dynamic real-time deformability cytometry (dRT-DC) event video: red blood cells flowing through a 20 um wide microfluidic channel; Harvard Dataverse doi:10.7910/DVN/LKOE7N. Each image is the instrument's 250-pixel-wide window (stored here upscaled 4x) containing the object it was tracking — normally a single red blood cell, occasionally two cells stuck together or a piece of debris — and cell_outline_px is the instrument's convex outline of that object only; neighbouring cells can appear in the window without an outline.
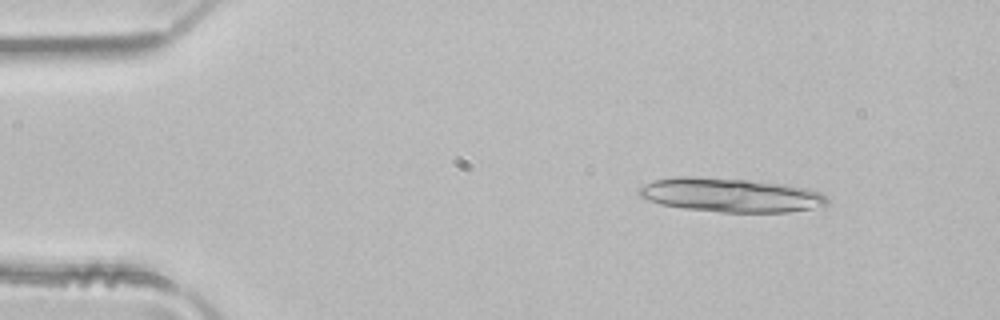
{"species": "common noctule bat (a hibernating species)", "species_latin": "Nyctalus noctula", "temperature_condition": "room temperature", "stored_images_in_passage": 4, "camera_frame_rate_fps": 3000, "um_per_image_px": 0.085, "animal": {"sex": "male", "body_mass_g": 21.5, "forearm_length_mm": 52.0}, "frame": {"image": 1, "passage_image": 2, "time_ms": 0.333, "image_size_px": [1000, 320], "cell_outline_px": [[828, 204], [824, 208], [788, 212], [720, 212], [684, 208], [660, 204], [640, 196], [636, 192], [640, 188], [656, 180], [676, 176], [696, 176], [748, 180], [784, 184], [808, 188], [820, 192], [828, 200]], "centroid_in_image_um": [62.18, 16.59], "position_along_channel_um": 22.8, "area_um2": 37.4}}